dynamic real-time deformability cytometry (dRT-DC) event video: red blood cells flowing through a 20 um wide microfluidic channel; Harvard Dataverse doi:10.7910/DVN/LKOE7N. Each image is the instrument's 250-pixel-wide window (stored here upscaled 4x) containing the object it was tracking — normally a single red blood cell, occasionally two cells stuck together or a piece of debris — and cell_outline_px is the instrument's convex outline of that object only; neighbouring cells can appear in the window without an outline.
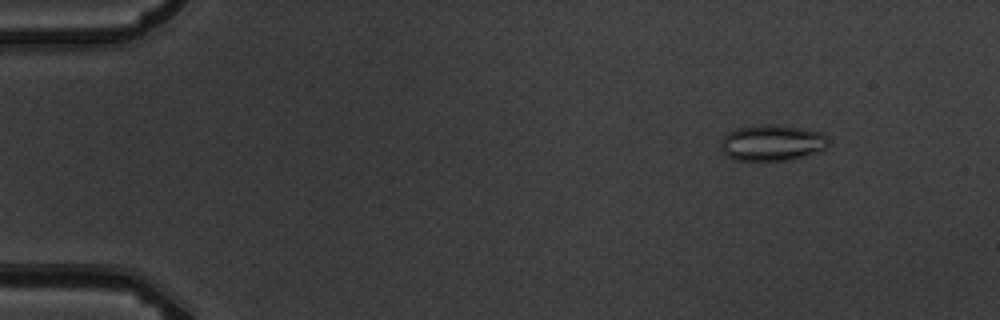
{"species": "common noctule bat (a hibernating species)", "species_latin": "Nyctalus noctula", "temperature_condition": "warm", "stored_images_in_passage": 5, "segment_of_instrument_passage": [1, 2], "camera_frame_rate_fps": 3000, "um_per_image_px": 0.085, "animal": {"sex": "male", "body_mass_g": 19.5, "forearm_length_mm": 54.6}, "frame": {"image": 1, "passage_image": 2, "time_ms": 1.333, "image_size_px": [1000, 320], "cell_outline_px": [[828, 144], [824, 148], [816, 152], [792, 160], [736, 160], [728, 156], [720, 148], [720, 140], [728, 132], [736, 128], [764, 124], [776, 124], [800, 128], [820, 132], [828, 136]], "centroid_in_image_um": [65.61, 12.13], "position_along_channel_um": 19.4, "area_um2": 22.6}}